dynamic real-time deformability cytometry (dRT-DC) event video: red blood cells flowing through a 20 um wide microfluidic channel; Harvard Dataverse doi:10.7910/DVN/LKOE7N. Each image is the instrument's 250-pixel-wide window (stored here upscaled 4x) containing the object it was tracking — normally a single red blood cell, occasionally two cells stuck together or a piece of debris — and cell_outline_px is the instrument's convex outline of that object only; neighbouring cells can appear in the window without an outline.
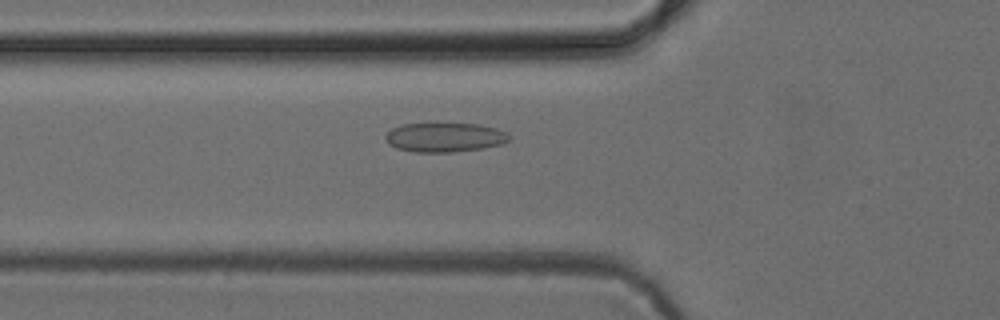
{"species": "common noctule bat (a hibernating species)", "species_latin": "Nyctalus noctula", "temperature_condition": "cold", "stored_images_in_passage": 50, "camera_frame_rate_fps": 3000, "um_per_image_px": 0.085, "animal": {"sex": "female", "body_mass_g": 24.6, "forearm_length_mm": 56.2}, "frame": {"image": 1, "passage_image": 17, "time_ms": 5.333, "image_size_px": [1000, 320], "cell_outline_px": [[508, 140], [500, 144], [480, 148], [452, 152], [412, 152], [396, 148], [388, 144], [384, 136], [392, 128], [404, 124], [480, 124], [496, 128], [504, 132], [508, 136]], "centroid_in_image_um": [37.73, 11.68], "position_along_channel_um": 88.1, "area_um2": 20.81}}
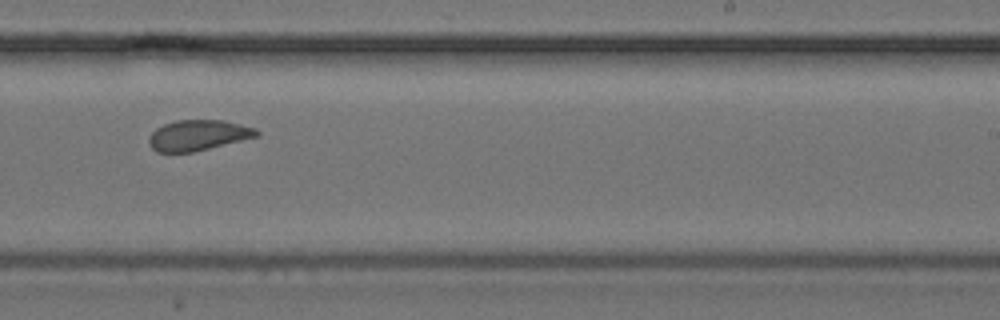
{"frame": {"image": 2, "passage_image": 31, "time_ms": 10.0, "image_size_px": [1000, 320], "cell_outline_px": [[260, 132], [256, 136], [192, 152], [156, 152], [148, 144], [148, 140], [152, 132], [156, 128], [164, 124], [176, 120], [224, 120], [256, 128]], "centroid_in_image_um": [16.79, 11.48], "position_along_channel_um": 272.2, "area_um2": 18.96}}
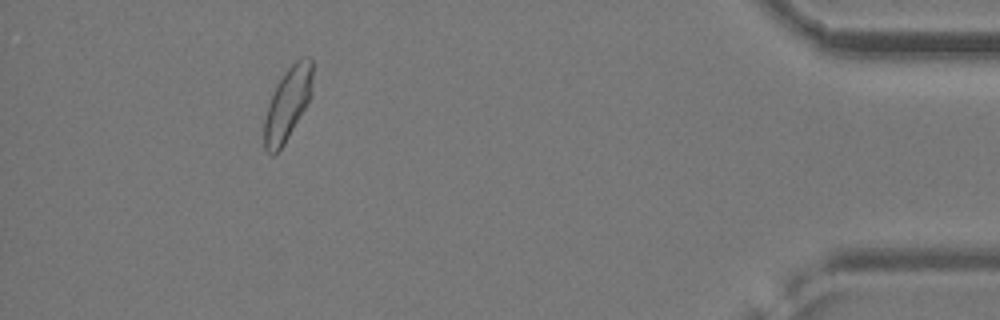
{"frame": {"image": 3, "passage_image": 46, "time_ms": 15.0, "image_size_px": [1000, 320], "cell_outline_px": [[312, 92], [304, 108], [284, 144], [272, 156], [264, 148], [264, 120], [268, 104], [276, 84], [284, 72], [300, 56], [308, 56], [312, 60]], "centroid_in_image_um": [24.43, 8.79], "position_along_channel_um": 410.8, "area_um2": 20.29}}